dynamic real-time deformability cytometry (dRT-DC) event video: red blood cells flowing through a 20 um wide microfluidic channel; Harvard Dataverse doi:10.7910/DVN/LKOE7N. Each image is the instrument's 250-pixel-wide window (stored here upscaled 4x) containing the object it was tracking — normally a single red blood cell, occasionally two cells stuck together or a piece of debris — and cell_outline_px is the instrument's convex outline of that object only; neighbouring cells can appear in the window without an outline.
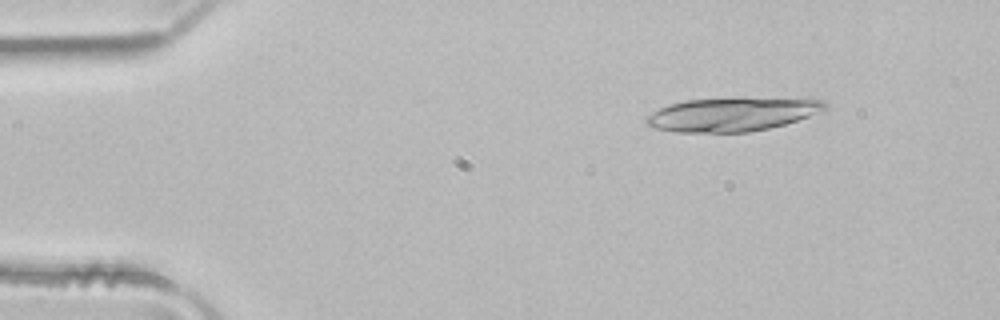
{"species": "common noctule bat (a hibernating species)", "species_latin": "Nyctalus noctula", "temperature_condition": "room temperature", "stored_images_in_passage": 19, "segment_of_instrument_passage": [1, 2], "camera_frame_rate_fps": 3000, "um_per_image_px": 0.085, "animal": {"sex": "male", "body_mass_g": 21.5, "forearm_length_mm": 52.0}, "frame": {"image": 1, "passage_image": 1, "time_ms": 0.0, "image_size_px": [1000, 320], "cell_outline_px": [[828, 108], [824, 112], [784, 124], [768, 128], [748, 132], [676, 132], [652, 128], [644, 124], [644, 120], [652, 112], [660, 108], [672, 104], [688, 100], [744, 96], [812, 96], [824, 100], [828, 104]], "centroid_in_image_um": [62.42, 9.66], "position_along_channel_um": 22.6, "area_um2": 36.82}}